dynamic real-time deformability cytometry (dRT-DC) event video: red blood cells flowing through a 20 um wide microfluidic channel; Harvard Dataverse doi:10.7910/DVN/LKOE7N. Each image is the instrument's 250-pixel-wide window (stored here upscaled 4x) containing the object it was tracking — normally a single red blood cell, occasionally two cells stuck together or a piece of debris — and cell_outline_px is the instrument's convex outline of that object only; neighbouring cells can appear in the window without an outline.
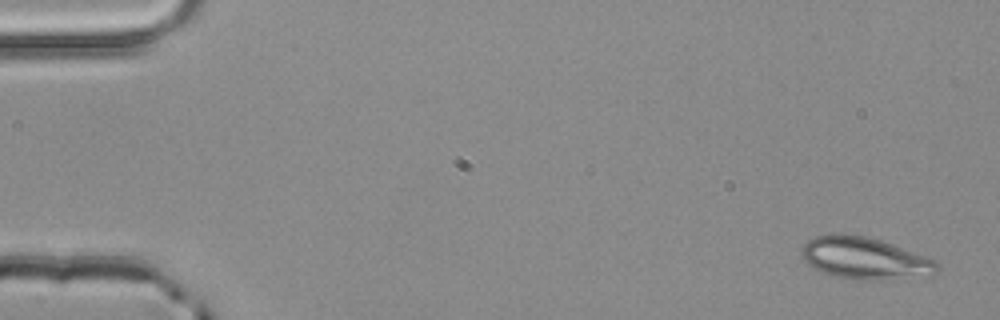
{"species": "common noctule bat (a hibernating species)", "species_latin": "Nyctalus noctula", "temperature_condition": "room temperature", "stored_images_in_passage": 3, "camera_frame_rate_fps": 3000, "um_per_image_px": 0.085, "animal": {"sex": "male", "body_mass_g": 20.4}, "frame": {"image": 1, "passage_image": 1, "time_ms": 0.0, "image_size_px": [1000, 320], "cell_outline_px": [[940, 272], [884, 280], [852, 280], [836, 276], [824, 272], [808, 264], [800, 256], [800, 252], [804, 244], [812, 236], [836, 232], [868, 236], [928, 256], [936, 260], [940, 264]], "centroid_in_image_um": [73.48, 21.92], "position_along_channel_um": 11.5, "area_um2": 33.47}}